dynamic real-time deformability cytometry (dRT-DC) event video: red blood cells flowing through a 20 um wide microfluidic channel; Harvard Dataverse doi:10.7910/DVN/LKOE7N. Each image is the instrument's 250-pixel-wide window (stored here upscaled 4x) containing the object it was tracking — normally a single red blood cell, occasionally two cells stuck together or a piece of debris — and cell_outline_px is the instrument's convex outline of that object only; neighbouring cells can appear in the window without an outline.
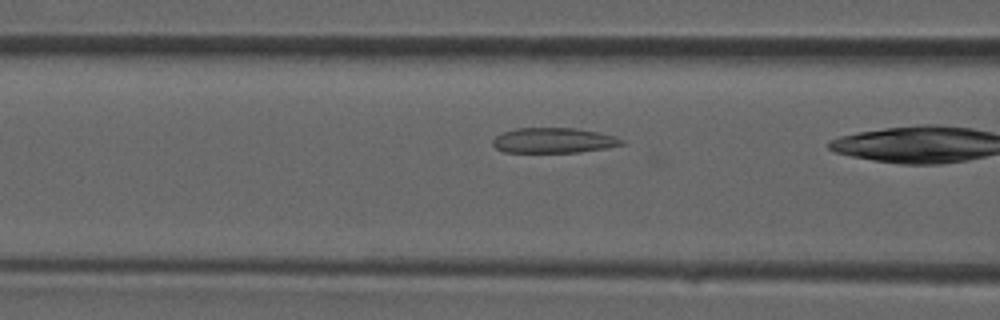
{"species": "common noctule bat (a hibernating species)", "species_latin": "Nyctalus noctula", "temperature_condition": "room temperature", "stored_images_in_passage": 11, "camera_frame_rate_fps": 3000, "um_per_image_px": 0.085, "animal": {"sex": "male", "forearm_length_mm": 52.5}, "frame": {"image": 1, "passage_image": 9, "time_ms": 2.667, "image_size_px": [1000, 320], "cell_outline_px": [[624, 144], [608, 148], [580, 152], [504, 152], [496, 148], [492, 144], [492, 140], [496, 136], [504, 132], [516, 128], [576, 128], [616, 136], [624, 140]], "centroid_in_image_um": [47.07, 11.94], "position_along_channel_um": 119.5, "area_um2": 18.96}}